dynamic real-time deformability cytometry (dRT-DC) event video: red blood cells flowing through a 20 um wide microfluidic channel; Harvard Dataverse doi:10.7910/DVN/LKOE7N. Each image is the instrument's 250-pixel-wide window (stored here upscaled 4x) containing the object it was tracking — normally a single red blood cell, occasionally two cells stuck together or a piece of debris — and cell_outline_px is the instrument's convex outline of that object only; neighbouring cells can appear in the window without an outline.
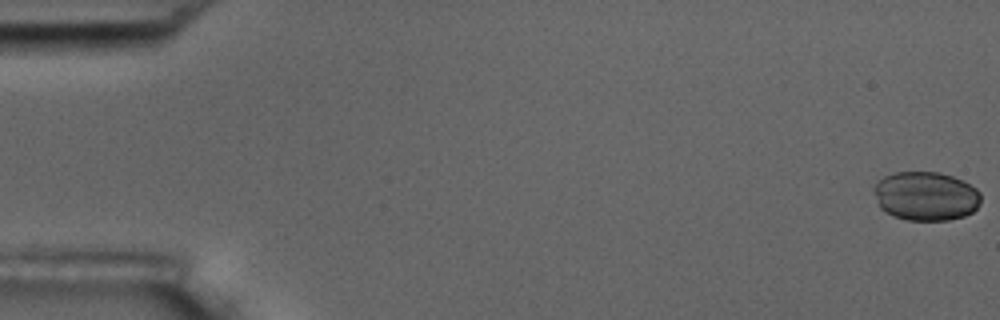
{"species": "common noctule bat (a hibernating species)", "species_latin": "Nyctalus noctula", "temperature_condition": "room temperature", "stored_images_in_passage": 6, "camera_frame_rate_fps": 3000, "um_per_image_px": 0.085, "animal": {"sex": "male", "body_mass_g": 17.5, "forearm_length_mm": 52.3}, "frame": {"image": 1, "passage_image": 1, "time_ms": 0.0, "image_size_px": [1000, 320], "cell_outline_px": [[980, 204], [972, 212], [964, 216], [948, 220], [908, 220], [892, 216], [884, 212], [880, 208], [876, 192], [876, 184], [884, 176], [896, 172], [940, 172], [952, 176], [976, 188], [980, 192]], "centroid_in_image_um": [78.72, 16.68], "position_along_channel_um": 6.3, "area_um2": 30.29}}
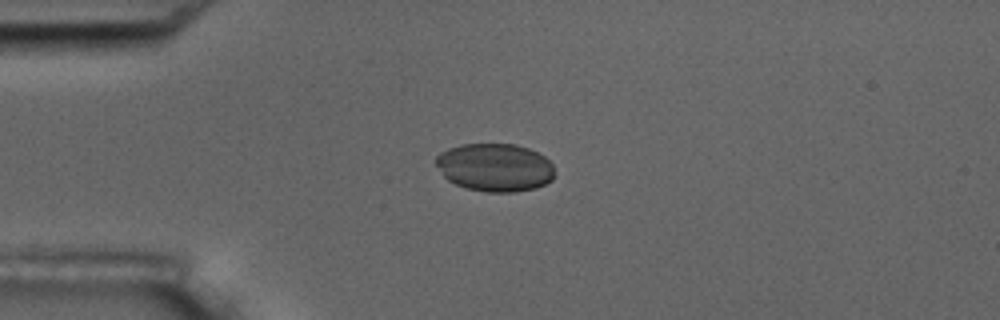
{"frame": {"image": 2, "passage_image": 5, "time_ms": 4.667, "image_size_px": [1000, 320], "cell_outline_px": [[552, 180], [536, 188], [516, 192], [484, 192], [468, 188], [456, 184], [448, 180], [444, 176], [436, 164], [436, 156], [440, 152], [448, 148], [460, 144], [516, 144], [528, 148], [544, 156], [552, 164]], "centroid_in_image_um": [42.05, 14.23], "position_along_channel_um": 43.0, "area_um2": 33.18}}